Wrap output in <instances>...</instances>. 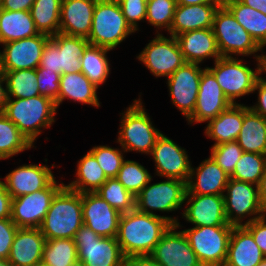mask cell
<instances>
[{"label":"cell","instance_id":"cell-1","mask_svg":"<svg viewBox=\"0 0 266 266\" xmlns=\"http://www.w3.org/2000/svg\"><path fill=\"white\" fill-rule=\"evenodd\" d=\"M178 223V217L151 215L135 208L121 214L117 242L125 258L151 255L169 227Z\"/></svg>","mask_w":266,"mask_h":266},{"label":"cell","instance_id":"cell-2","mask_svg":"<svg viewBox=\"0 0 266 266\" xmlns=\"http://www.w3.org/2000/svg\"><path fill=\"white\" fill-rule=\"evenodd\" d=\"M56 113V103L42 95L28 99L7 98L3 111L33 146L42 129H50L53 125Z\"/></svg>","mask_w":266,"mask_h":266},{"label":"cell","instance_id":"cell-3","mask_svg":"<svg viewBox=\"0 0 266 266\" xmlns=\"http://www.w3.org/2000/svg\"><path fill=\"white\" fill-rule=\"evenodd\" d=\"M83 225L82 194L65 185L53 197L40 226L46 240L73 239Z\"/></svg>","mask_w":266,"mask_h":266},{"label":"cell","instance_id":"cell-4","mask_svg":"<svg viewBox=\"0 0 266 266\" xmlns=\"http://www.w3.org/2000/svg\"><path fill=\"white\" fill-rule=\"evenodd\" d=\"M141 98L122 112L117 141L125 152L136 151L150 155L162 132L155 128Z\"/></svg>","mask_w":266,"mask_h":266},{"label":"cell","instance_id":"cell-5","mask_svg":"<svg viewBox=\"0 0 266 266\" xmlns=\"http://www.w3.org/2000/svg\"><path fill=\"white\" fill-rule=\"evenodd\" d=\"M132 33L135 31L127 23L117 0H97L87 38L91 45L114 50Z\"/></svg>","mask_w":266,"mask_h":266},{"label":"cell","instance_id":"cell-6","mask_svg":"<svg viewBox=\"0 0 266 266\" xmlns=\"http://www.w3.org/2000/svg\"><path fill=\"white\" fill-rule=\"evenodd\" d=\"M212 29L221 56L253 55L257 61L260 55L256 53L261 51V47L224 5L219 6L215 11Z\"/></svg>","mask_w":266,"mask_h":266},{"label":"cell","instance_id":"cell-7","mask_svg":"<svg viewBox=\"0 0 266 266\" xmlns=\"http://www.w3.org/2000/svg\"><path fill=\"white\" fill-rule=\"evenodd\" d=\"M253 70L243 64L238 57H223L214 61L213 67H206L216 78L224 94L232 104H238L236 99L253 93L256 81L259 79L258 61Z\"/></svg>","mask_w":266,"mask_h":266},{"label":"cell","instance_id":"cell-8","mask_svg":"<svg viewBox=\"0 0 266 266\" xmlns=\"http://www.w3.org/2000/svg\"><path fill=\"white\" fill-rule=\"evenodd\" d=\"M223 197L227 222L233 226H242L266 215L255 184L229 178ZM245 218L248 219L244 221Z\"/></svg>","mask_w":266,"mask_h":266},{"label":"cell","instance_id":"cell-9","mask_svg":"<svg viewBox=\"0 0 266 266\" xmlns=\"http://www.w3.org/2000/svg\"><path fill=\"white\" fill-rule=\"evenodd\" d=\"M73 241L78 260L85 266H124L125 256L116 237H101L83 224Z\"/></svg>","mask_w":266,"mask_h":266},{"label":"cell","instance_id":"cell-10","mask_svg":"<svg viewBox=\"0 0 266 266\" xmlns=\"http://www.w3.org/2000/svg\"><path fill=\"white\" fill-rule=\"evenodd\" d=\"M233 225L201 226L182 230L203 266H223Z\"/></svg>","mask_w":266,"mask_h":266},{"label":"cell","instance_id":"cell-11","mask_svg":"<svg viewBox=\"0 0 266 266\" xmlns=\"http://www.w3.org/2000/svg\"><path fill=\"white\" fill-rule=\"evenodd\" d=\"M135 196V208L151 215L153 211L172 212L182 209L187 191L186 182L173 178L151 184V181Z\"/></svg>","mask_w":266,"mask_h":266},{"label":"cell","instance_id":"cell-12","mask_svg":"<svg viewBox=\"0 0 266 266\" xmlns=\"http://www.w3.org/2000/svg\"><path fill=\"white\" fill-rule=\"evenodd\" d=\"M136 58L156 78H168L186 62L176 37L170 35L167 38L161 33L156 34Z\"/></svg>","mask_w":266,"mask_h":266},{"label":"cell","instance_id":"cell-13","mask_svg":"<svg viewBox=\"0 0 266 266\" xmlns=\"http://www.w3.org/2000/svg\"><path fill=\"white\" fill-rule=\"evenodd\" d=\"M63 186L54 179L42 190L13 198L11 220L18 228H40L53 197Z\"/></svg>","mask_w":266,"mask_h":266},{"label":"cell","instance_id":"cell-14","mask_svg":"<svg viewBox=\"0 0 266 266\" xmlns=\"http://www.w3.org/2000/svg\"><path fill=\"white\" fill-rule=\"evenodd\" d=\"M204 69L198 63L185 62L167 79L172 104L186 120L193 114Z\"/></svg>","mask_w":266,"mask_h":266},{"label":"cell","instance_id":"cell-15","mask_svg":"<svg viewBox=\"0 0 266 266\" xmlns=\"http://www.w3.org/2000/svg\"><path fill=\"white\" fill-rule=\"evenodd\" d=\"M151 155L155 162L157 176L178 179L187 183L192 163L186 149L162 133L158 137Z\"/></svg>","mask_w":266,"mask_h":266},{"label":"cell","instance_id":"cell-16","mask_svg":"<svg viewBox=\"0 0 266 266\" xmlns=\"http://www.w3.org/2000/svg\"><path fill=\"white\" fill-rule=\"evenodd\" d=\"M49 38L50 36L40 33L36 36L2 44L0 70L37 69L43 48Z\"/></svg>","mask_w":266,"mask_h":266},{"label":"cell","instance_id":"cell-17","mask_svg":"<svg viewBox=\"0 0 266 266\" xmlns=\"http://www.w3.org/2000/svg\"><path fill=\"white\" fill-rule=\"evenodd\" d=\"M180 222L171 225L155 246L151 256L161 266H203L182 230Z\"/></svg>","mask_w":266,"mask_h":266},{"label":"cell","instance_id":"cell-18","mask_svg":"<svg viewBox=\"0 0 266 266\" xmlns=\"http://www.w3.org/2000/svg\"><path fill=\"white\" fill-rule=\"evenodd\" d=\"M231 105L232 103L224 94L215 76L204 67L200 78L196 105L193 114L187 119L188 124L206 123Z\"/></svg>","mask_w":266,"mask_h":266},{"label":"cell","instance_id":"cell-19","mask_svg":"<svg viewBox=\"0 0 266 266\" xmlns=\"http://www.w3.org/2000/svg\"><path fill=\"white\" fill-rule=\"evenodd\" d=\"M83 224L101 237H117L121 213L96 192L82 193Z\"/></svg>","mask_w":266,"mask_h":266},{"label":"cell","instance_id":"cell-20","mask_svg":"<svg viewBox=\"0 0 266 266\" xmlns=\"http://www.w3.org/2000/svg\"><path fill=\"white\" fill-rule=\"evenodd\" d=\"M182 218L193 227L231 225L227 222L223 195L186 194Z\"/></svg>","mask_w":266,"mask_h":266},{"label":"cell","instance_id":"cell-21","mask_svg":"<svg viewBox=\"0 0 266 266\" xmlns=\"http://www.w3.org/2000/svg\"><path fill=\"white\" fill-rule=\"evenodd\" d=\"M52 167L55 164L51 167L32 163L18 166L4 177L6 190L12 199L42 190L56 178Z\"/></svg>","mask_w":266,"mask_h":266},{"label":"cell","instance_id":"cell-22","mask_svg":"<svg viewBox=\"0 0 266 266\" xmlns=\"http://www.w3.org/2000/svg\"><path fill=\"white\" fill-rule=\"evenodd\" d=\"M229 175L209 156L196 168L191 167L186 194L223 195Z\"/></svg>","mask_w":266,"mask_h":266},{"label":"cell","instance_id":"cell-23","mask_svg":"<svg viewBox=\"0 0 266 266\" xmlns=\"http://www.w3.org/2000/svg\"><path fill=\"white\" fill-rule=\"evenodd\" d=\"M97 0H62L59 33L88 38Z\"/></svg>","mask_w":266,"mask_h":266},{"label":"cell","instance_id":"cell-24","mask_svg":"<svg viewBox=\"0 0 266 266\" xmlns=\"http://www.w3.org/2000/svg\"><path fill=\"white\" fill-rule=\"evenodd\" d=\"M45 243L40 228H18L7 260L12 266H33L42 261Z\"/></svg>","mask_w":266,"mask_h":266},{"label":"cell","instance_id":"cell-25","mask_svg":"<svg viewBox=\"0 0 266 266\" xmlns=\"http://www.w3.org/2000/svg\"><path fill=\"white\" fill-rule=\"evenodd\" d=\"M176 39L186 62L200 64L206 59L216 61L221 57L212 28L181 33Z\"/></svg>","mask_w":266,"mask_h":266},{"label":"cell","instance_id":"cell-26","mask_svg":"<svg viewBox=\"0 0 266 266\" xmlns=\"http://www.w3.org/2000/svg\"><path fill=\"white\" fill-rule=\"evenodd\" d=\"M264 258L252 234L243 225L233 226L223 266H258Z\"/></svg>","mask_w":266,"mask_h":266},{"label":"cell","instance_id":"cell-27","mask_svg":"<svg viewBox=\"0 0 266 266\" xmlns=\"http://www.w3.org/2000/svg\"><path fill=\"white\" fill-rule=\"evenodd\" d=\"M223 4L178 5L169 35H177L193 30L212 28L215 11Z\"/></svg>","mask_w":266,"mask_h":266},{"label":"cell","instance_id":"cell-28","mask_svg":"<svg viewBox=\"0 0 266 266\" xmlns=\"http://www.w3.org/2000/svg\"><path fill=\"white\" fill-rule=\"evenodd\" d=\"M207 123L204 133L215 141L213 145L236 141L243 124V104H232Z\"/></svg>","mask_w":266,"mask_h":266},{"label":"cell","instance_id":"cell-29","mask_svg":"<svg viewBox=\"0 0 266 266\" xmlns=\"http://www.w3.org/2000/svg\"><path fill=\"white\" fill-rule=\"evenodd\" d=\"M97 90L98 88L81 71L61 75L58 108L65 99L100 107Z\"/></svg>","mask_w":266,"mask_h":266},{"label":"cell","instance_id":"cell-30","mask_svg":"<svg viewBox=\"0 0 266 266\" xmlns=\"http://www.w3.org/2000/svg\"><path fill=\"white\" fill-rule=\"evenodd\" d=\"M236 141L243 152L266 155V118L243 105V124Z\"/></svg>","mask_w":266,"mask_h":266},{"label":"cell","instance_id":"cell-31","mask_svg":"<svg viewBox=\"0 0 266 266\" xmlns=\"http://www.w3.org/2000/svg\"><path fill=\"white\" fill-rule=\"evenodd\" d=\"M38 34L40 33L30 11H9L0 8V45Z\"/></svg>","mask_w":266,"mask_h":266},{"label":"cell","instance_id":"cell-32","mask_svg":"<svg viewBox=\"0 0 266 266\" xmlns=\"http://www.w3.org/2000/svg\"><path fill=\"white\" fill-rule=\"evenodd\" d=\"M58 46V73L61 75L80 71V58L90 44L87 38L57 33L50 37Z\"/></svg>","mask_w":266,"mask_h":266},{"label":"cell","instance_id":"cell-33","mask_svg":"<svg viewBox=\"0 0 266 266\" xmlns=\"http://www.w3.org/2000/svg\"><path fill=\"white\" fill-rule=\"evenodd\" d=\"M223 5L261 47L266 42V15L240 0H223Z\"/></svg>","mask_w":266,"mask_h":266},{"label":"cell","instance_id":"cell-34","mask_svg":"<svg viewBox=\"0 0 266 266\" xmlns=\"http://www.w3.org/2000/svg\"><path fill=\"white\" fill-rule=\"evenodd\" d=\"M76 168V180L64 185L81 194L96 192L108 179L96 158L89 151L78 160Z\"/></svg>","mask_w":266,"mask_h":266},{"label":"cell","instance_id":"cell-35","mask_svg":"<svg viewBox=\"0 0 266 266\" xmlns=\"http://www.w3.org/2000/svg\"><path fill=\"white\" fill-rule=\"evenodd\" d=\"M111 51L96 45L89 44L80 58V71L99 88L106 82L110 74V62L107 53Z\"/></svg>","mask_w":266,"mask_h":266},{"label":"cell","instance_id":"cell-36","mask_svg":"<svg viewBox=\"0 0 266 266\" xmlns=\"http://www.w3.org/2000/svg\"><path fill=\"white\" fill-rule=\"evenodd\" d=\"M62 0H35L30 14L39 33L54 36L60 29Z\"/></svg>","mask_w":266,"mask_h":266},{"label":"cell","instance_id":"cell-37","mask_svg":"<svg viewBox=\"0 0 266 266\" xmlns=\"http://www.w3.org/2000/svg\"><path fill=\"white\" fill-rule=\"evenodd\" d=\"M6 81L7 98L35 97L40 95L37 83V69L2 71Z\"/></svg>","mask_w":266,"mask_h":266},{"label":"cell","instance_id":"cell-38","mask_svg":"<svg viewBox=\"0 0 266 266\" xmlns=\"http://www.w3.org/2000/svg\"><path fill=\"white\" fill-rule=\"evenodd\" d=\"M33 145L18 130L17 126L0 113V160L9 159Z\"/></svg>","mask_w":266,"mask_h":266},{"label":"cell","instance_id":"cell-39","mask_svg":"<svg viewBox=\"0 0 266 266\" xmlns=\"http://www.w3.org/2000/svg\"><path fill=\"white\" fill-rule=\"evenodd\" d=\"M265 170L266 155L243 152L229 178L258 186Z\"/></svg>","mask_w":266,"mask_h":266},{"label":"cell","instance_id":"cell-40","mask_svg":"<svg viewBox=\"0 0 266 266\" xmlns=\"http://www.w3.org/2000/svg\"><path fill=\"white\" fill-rule=\"evenodd\" d=\"M78 260L77 247L73 239L46 240L42 261L49 266H70Z\"/></svg>","mask_w":266,"mask_h":266},{"label":"cell","instance_id":"cell-41","mask_svg":"<svg viewBox=\"0 0 266 266\" xmlns=\"http://www.w3.org/2000/svg\"><path fill=\"white\" fill-rule=\"evenodd\" d=\"M96 193L121 214L135 209V196L126 190L116 178H108Z\"/></svg>","mask_w":266,"mask_h":266},{"label":"cell","instance_id":"cell-42","mask_svg":"<svg viewBox=\"0 0 266 266\" xmlns=\"http://www.w3.org/2000/svg\"><path fill=\"white\" fill-rule=\"evenodd\" d=\"M152 177L145 166L139 162L124 159L116 179L126 190L136 196Z\"/></svg>","mask_w":266,"mask_h":266},{"label":"cell","instance_id":"cell-43","mask_svg":"<svg viewBox=\"0 0 266 266\" xmlns=\"http://www.w3.org/2000/svg\"><path fill=\"white\" fill-rule=\"evenodd\" d=\"M176 0H147L146 21L156 27V33L161 29L169 32L174 19ZM158 29V30H157Z\"/></svg>","mask_w":266,"mask_h":266},{"label":"cell","instance_id":"cell-44","mask_svg":"<svg viewBox=\"0 0 266 266\" xmlns=\"http://www.w3.org/2000/svg\"><path fill=\"white\" fill-rule=\"evenodd\" d=\"M122 149V150H121ZM89 152L96 158L107 178H116L124 161L123 148H113L107 145L92 147Z\"/></svg>","mask_w":266,"mask_h":266},{"label":"cell","instance_id":"cell-45","mask_svg":"<svg viewBox=\"0 0 266 266\" xmlns=\"http://www.w3.org/2000/svg\"><path fill=\"white\" fill-rule=\"evenodd\" d=\"M243 149L237 141L212 145L210 156L230 176L240 159Z\"/></svg>","mask_w":266,"mask_h":266},{"label":"cell","instance_id":"cell-46","mask_svg":"<svg viewBox=\"0 0 266 266\" xmlns=\"http://www.w3.org/2000/svg\"><path fill=\"white\" fill-rule=\"evenodd\" d=\"M61 74L55 71L37 67V83L40 95L50 98L56 103L58 109V96L60 90Z\"/></svg>","mask_w":266,"mask_h":266},{"label":"cell","instance_id":"cell-47","mask_svg":"<svg viewBox=\"0 0 266 266\" xmlns=\"http://www.w3.org/2000/svg\"><path fill=\"white\" fill-rule=\"evenodd\" d=\"M127 23L136 32L140 21L146 19L147 0H117Z\"/></svg>","mask_w":266,"mask_h":266},{"label":"cell","instance_id":"cell-48","mask_svg":"<svg viewBox=\"0 0 266 266\" xmlns=\"http://www.w3.org/2000/svg\"><path fill=\"white\" fill-rule=\"evenodd\" d=\"M17 230L11 218L0 219V259H8Z\"/></svg>","mask_w":266,"mask_h":266},{"label":"cell","instance_id":"cell-49","mask_svg":"<svg viewBox=\"0 0 266 266\" xmlns=\"http://www.w3.org/2000/svg\"><path fill=\"white\" fill-rule=\"evenodd\" d=\"M58 50L59 46L49 38L43 48L39 66L58 73Z\"/></svg>","mask_w":266,"mask_h":266},{"label":"cell","instance_id":"cell-50","mask_svg":"<svg viewBox=\"0 0 266 266\" xmlns=\"http://www.w3.org/2000/svg\"><path fill=\"white\" fill-rule=\"evenodd\" d=\"M243 226L252 234L256 245L266 257V215Z\"/></svg>","mask_w":266,"mask_h":266},{"label":"cell","instance_id":"cell-51","mask_svg":"<svg viewBox=\"0 0 266 266\" xmlns=\"http://www.w3.org/2000/svg\"><path fill=\"white\" fill-rule=\"evenodd\" d=\"M258 91V101L255 105L249 106V108L256 114L266 118V84L259 79L256 81L253 93Z\"/></svg>","mask_w":266,"mask_h":266},{"label":"cell","instance_id":"cell-52","mask_svg":"<svg viewBox=\"0 0 266 266\" xmlns=\"http://www.w3.org/2000/svg\"><path fill=\"white\" fill-rule=\"evenodd\" d=\"M12 197L0 180V219L11 218Z\"/></svg>","mask_w":266,"mask_h":266},{"label":"cell","instance_id":"cell-53","mask_svg":"<svg viewBox=\"0 0 266 266\" xmlns=\"http://www.w3.org/2000/svg\"><path fill=\"white\" fill-rule=\"evenodd\" d=\"M35 0H0V8L9 11H30Z\"/></svg>","mask_w":266,"mask_h":266},{"label":"cell","instance_id":"cell-54","mask_svg":"<svg viewBox=\"0 0 266 266\" xmlns=\"http://www.w3.org/2000/svg\"><path fill=\"white\" fill-rule=\"evenodd\" d=\"M124 266H161L151 255L129 256L124 260Z\"/></svg>","mask_w":266,"mask_h":266},{"label":"cell","instance_id":"cell-55","mask_svg":"<svg viewBox=\"0 0 266 266\" xmlns=\"http://www.w3.org/2000/svg\"><path fill=\"white\" fill-rule=\"evenodd\" d=\"M4 84V85H3ZM7 100L6 81L4 73L0 70V113H3Z\"/></svg>","mask_w":266,"mask_h":266},{"label":"cell","instance_id":"cell-56","mask_svg":"<svg viewBox=\"0 0 266 266\" xmlns=\"http://www.w3.org/2000/svg\"><path fill=\"white\" fill-rule=\"evenodd\" d=\"M246 6L256 9L266 15V0H240Z\"/></svg>","mask_w":266,"mask_h":266},{"label":"cell","instance_id":"cell-57","mask_svg":"<svg viewBox=\"0 0 266 266\" xmlns=\"http://www.w3.org/2000/svg\"><path fill=\"white\" fill-rule=\"evenodd\" d=\"M258 190L260 201L266 214V170L264 175L261 177L260 183L258 185Z\"/></svg>","mask_w":266,"mask_h":266},{"label":"cell","instance_id":"cell-58","mask_svg":"<svg viewBox=\"0 0 266 266\" xmlns=\"http://www.w3.org/2000/svg\"><path fill=\"white\" fill-rule=\"evenodd\" d=\"M178 5L223 4V0H176Z\"/></svg>","mask_w":266,"mask_h":266},{"label":"cell","instance_id":"cell-59","mask_svg":"<svg viewBox=\"0 0 266 266\" xmlns=\"http://www.w3.org/2000/svg\"><path fill=\"white\" fill-rule=\"evenodd\" d=\"M259 80L266 84V78L263 77V72L266 74V61H258Z\"/></svg>","mask_w":266,"mask_h":266},{"label":"cell","instance_id":"cell-60","mask_svg":"<svg viewBox=\"0 0 266 266\" xmlns=\"http://www.w3.org/2000/svg\"><path fill=\"white\" fill-rule=\"evenodd\" d=\"M266 46V42L261 46V53L260 56L257 58V61H266V54L264 51V47ZM265 54V55H264Z\"/></svg>","mask_w":266,"mask_h":266},{"label":"cell","instance_id":"cell-61","mask_svg":"<svg viewBox=\"0 0 266 266\" xmlns=\"http://www.w3.org/2000/svg\"><path fill=\"white\" fill-rule=\"evenodd\" d=\"M0 266H12L8 260L0 259Z\"/></svg>","mask_w":266,"mask_h":266},{"label":"cell","instance_id":"cell-62","mask_svg":"<svg viewBox=\"0 0 266 266\" xmlns=\"http://www.w3.org/2000/svg\"><path fill=\"white\" fill-rule=\"evenodd\" d=\"M70 266H85L82 261L76 260Z\"/></svg>","mask_w":266,"mask_h":266},{"label":"cell","instance_id":"cell-63","mask_svg":"<svg viewBox=\"0 0 266 266\" xmlns=\"http://www.w3.org/2000/svg\"><path fill=\"white\" fill-rule=\"evenodd\" d=\"M33 266H49V265H47L45 262H43V261H40V262H37L35 265H33Z\"/></svg>","mask_w":266,"mask_h":266},{"label":"cell","instance_id":"cell-64","mask_svg":"<svg viewBox=\"0 0 266 266\" xmlns=\"http://www.w3.org/2000/svg\"><path fill=\"white\" fill-rule=\"evenodd\" d=\"M258 266H266V257L262 260V262Z\"/></svg>","mask_w":266,"mask_h":266}]
</instances>
